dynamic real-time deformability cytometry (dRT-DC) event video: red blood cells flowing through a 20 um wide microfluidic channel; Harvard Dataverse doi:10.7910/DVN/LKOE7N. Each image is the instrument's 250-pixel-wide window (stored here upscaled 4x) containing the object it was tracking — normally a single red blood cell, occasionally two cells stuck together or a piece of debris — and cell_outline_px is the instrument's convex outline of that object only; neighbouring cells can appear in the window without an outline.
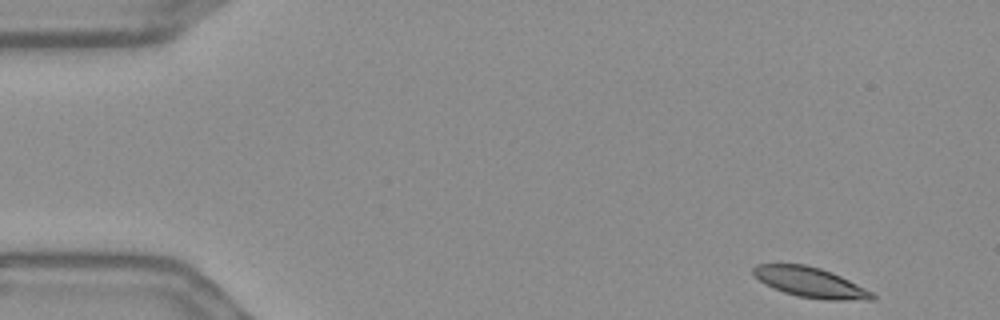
{"species": "Egyptian fruit bat (a non-hibernating species)", "species_latin": "Rousettus aegyptiacus", "temperature_condition": "warm", "stored_images_in_passage": 53, "camera_frame_rate_fps": 3000, "um_per_image_px": 0.085, "frame": {"image": 1, "passage_image": 1, "time_ms": 0.0, "image_size_px": [1000, 320], "cell_outline_px": [[876, 300], [824, 300], [796, 296], [772, 288], [764, 284], [752, 272], [752, 268], [756, 264], [804, 264], [820, 268], [832, 272], [872, 292], [876, 296]], "centroid_in_image_um": [68.87, 24.01], "position_along_channel_um": 16.1, "area_um2": 20.87}}
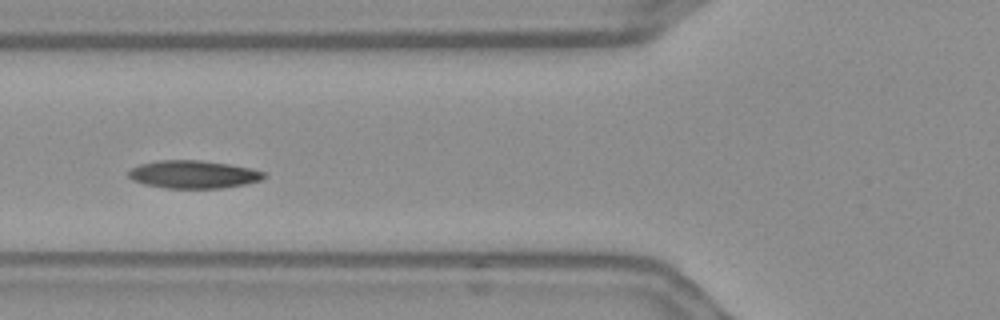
{"frame": {"image": 2, "passage_image": 18, "time_ms": 5.667, "image_size_px": [1000, 320], "cell_outline_px": [[268, 176], [260, 180], [244, 184], [224, 188], [168, 188], [144, 184], [132, 180], [128, 176], [128, 172], [132, 168], [140, 164], [156, 160], [200, 160], [228, 164], [252, 168], [264, 172]], "centroid_in_image_um": [16.44, 14.82], "position_along_channel_um": 109.4, "area_um2": 22.02}}
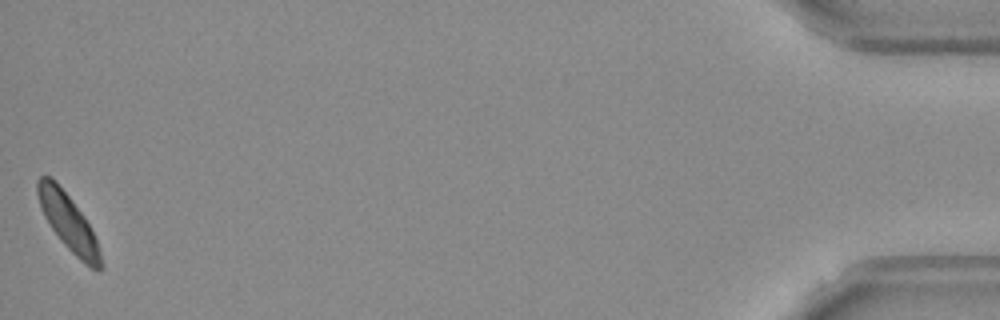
{"frame": {"image": 3, "passage_image": 53, "time_ms": 17.333, "image_size_px": [1000, 320], "cell_outline_px": [[104, 268], [92, 268], [84, 264], [60, 240], [44, 216], [40, 208], [36, 192], [36, 180], [40, 176], [52, 176], [56, 180], [72, 200], [84, 216], [96, 240], [104, 264]], "centroid_in_image_um": [5.77, 18.85], "position_along_channel_um": 429.4, "area_um2": 20.69}, "authors_computed_cell_mechanics": {"area_um2": 21.2704, "velocity_mm_per_s": 3.5689, "shape_relaxation_time_tau1_ms": 3.7051, "shape_relaxation_time_tau2_ms": null, "deformation_change_tau1": 0.0896, "deformation_change_tau2": null}}